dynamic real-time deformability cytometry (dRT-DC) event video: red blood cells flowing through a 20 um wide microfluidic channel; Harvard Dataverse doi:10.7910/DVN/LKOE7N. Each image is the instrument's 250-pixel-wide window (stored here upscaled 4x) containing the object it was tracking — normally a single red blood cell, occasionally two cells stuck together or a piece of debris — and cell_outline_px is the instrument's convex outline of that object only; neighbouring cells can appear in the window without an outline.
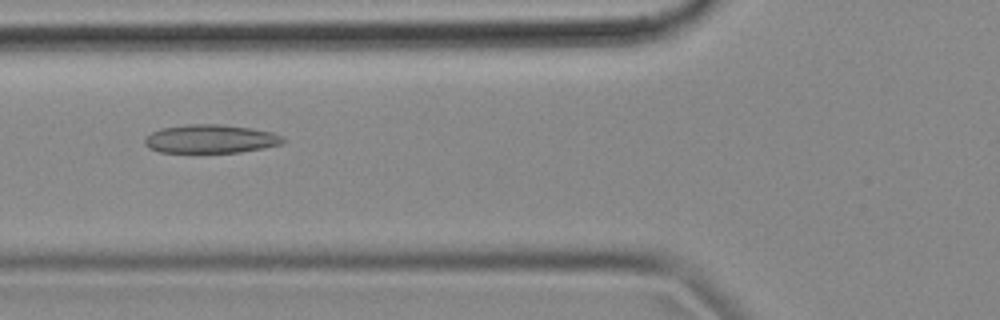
{"species": "common noctule bat (a hibernating species)", "species_latin": "Nyctalus noctula", "temperature_condition": "cold", "stored_images_in_passage": 44, "camera_frame_rate_fps": 3000, "um_per_image_px": 0.085, "animal": {"sex": "female", "body_mass_g": 18.4}, "frame": {"image": 1, "passage_image": 10, "time_ms": 3.0, "image_size_px": [1000, 320], "cell_outline_px": [[284, 144], [264, 148], [240, 152], [160, 152], [148, 148], [144, 144], [144, 136], [160, 128], [184, 124], [220, 124], [252, 128], [272, 132], [280, 136], [284, 140]], "centroid_in_image_um": [17.86, 11.8], "position_along_channel_um": 107.9, "area_um2": 23.18}}
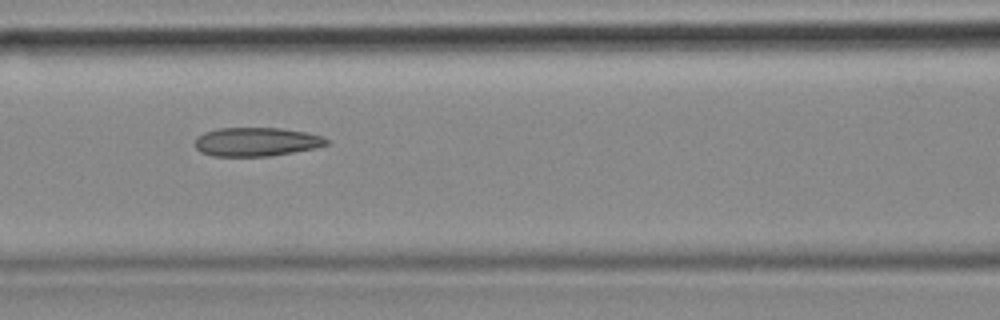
{"frame": {"image": 2, "passage_image": 13, "time_ms": 4.0, "image_size_px": [1000, 320], "cell_outline_px": [[328, 144], [316, 148], [268, 156], [212, 156], [200, 152], [196, 148], [196, 136], [204, 132], [216, 128], [284, 128], [308, 132], [324, 136], [328, 140]], "centroid_in_image_um": [21.8, 12.04], "position_along_channel_um": 144.8, "area_um2": 22.25}}
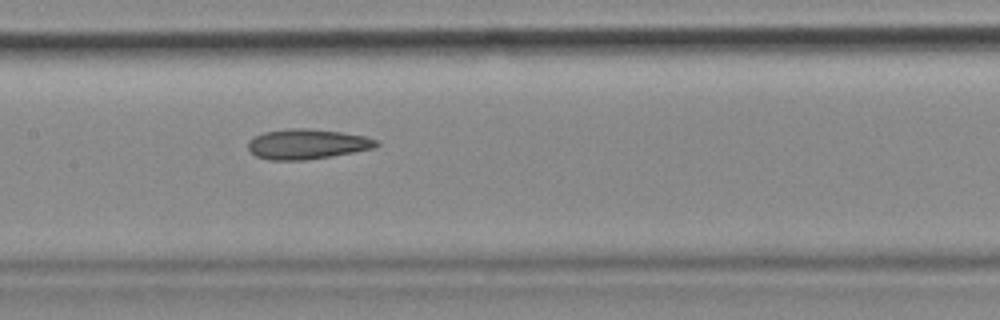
{"frame": {"image": 3, "passage_image": 16, "time_ms": 5.0, "image_size_px": [1000, 320], "cell_outline_px": [[380, 144], [372, 148], [332, 156], [304, 160], [268, 160], [256, 156], [248, 148], [248, 140], [252, 136], [264, 132], [288, 128], [308, 128], [340, 132], [364, 136], [376, 140]], "centroid_in_image_um": [26.04, 12.24], "position_along_channel_um": 181.4, "area_um2": 22.43}, "authors_computed_cell_mechanics": {"area_um2": 22.4264, "velocity_mm_per_s": 3.6588, "shape_relaxation_time_tau1_ms": null, "shape_relaxation_time_tau2_ms": 6.2011, "deformation_change_tau1": null, "deformation_change_tau2": 0.1617}}